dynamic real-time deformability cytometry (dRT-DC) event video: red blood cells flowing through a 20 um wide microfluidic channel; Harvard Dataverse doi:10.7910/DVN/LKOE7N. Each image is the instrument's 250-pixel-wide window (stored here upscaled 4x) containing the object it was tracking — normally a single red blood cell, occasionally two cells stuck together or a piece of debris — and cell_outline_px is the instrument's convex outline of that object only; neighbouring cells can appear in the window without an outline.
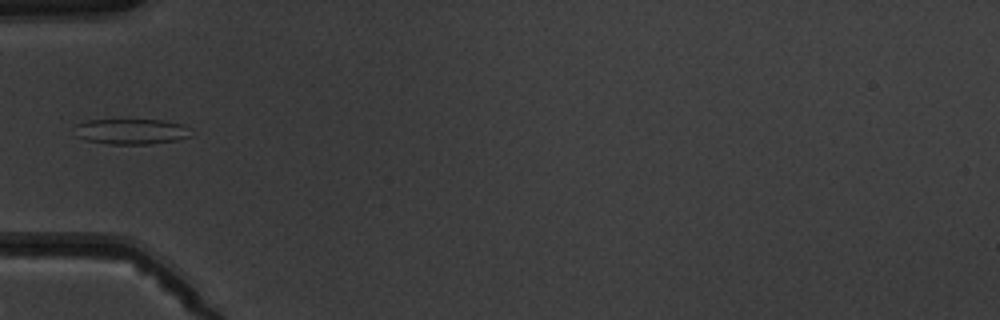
{"species": "common noctule bat (a hibernating species)", "species_latin": "Nyctalus noctula", "temperature_condition": "warm", "stored_images_in_passage": 6, "camera_frame_rate_fps": 3000, "um_per_image_px": 0.085, "animal": {"sex": "male", "body_mass_g": 19.5, "forearm_length_mm": 54.6}, "frame": {"image": 1, "passage_image": 6, "time_ms": 5.667, "image_size_px": [1000, 320], "cell_outline_px": [[196, 132], [192, 136], [176, 140], [148, 144], [108, 144], [88, 140], [76, 136], [76, 124], [88, 120], [164, 120], [180, 124], [192, 128]], "centroid_in_image_um": [11.24, 11.17], "position_along_channel_um": 73.8, "area_um2": 17.4}}